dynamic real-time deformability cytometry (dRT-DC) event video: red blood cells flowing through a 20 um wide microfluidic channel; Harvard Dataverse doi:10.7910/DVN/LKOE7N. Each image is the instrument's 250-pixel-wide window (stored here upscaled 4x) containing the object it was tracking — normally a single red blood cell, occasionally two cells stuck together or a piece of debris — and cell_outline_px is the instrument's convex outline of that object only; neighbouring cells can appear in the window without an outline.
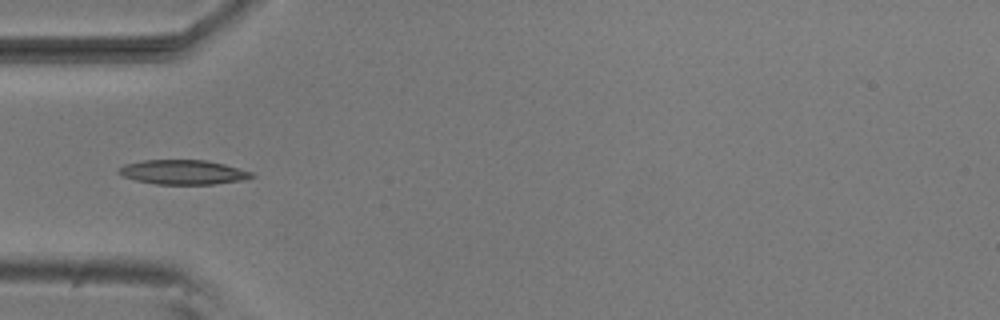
{"species": "common noctule bat (a hibernating species)", "species_latin": "Nyctalus noctula", "temperature_condition": "room temperature", "stored_images_in_passage": 7, "camera_frame_rate_fps": 3000, "um_per_image_px": 0.085, "animal": {"sex": "male", "body_mass_g": 20.5, "forearm_length_mm": 52.5}, "frame": {"image": 1, "passage_image": 4, "time_ms": 1.0, "image_size_px": [1000, 320], "cell_outline_px": [[256, 176], [240, 180], [212, 184], [156, 184], [136, 180], [120, 176], [116, 172], [124, 164], [144, 160], [208, 160], [224, 164], [252, 172]], "centroid_in_image_um": [15.52, 14.63], "position_along_channel_um": 69.5, "area_um2": 18.9}}
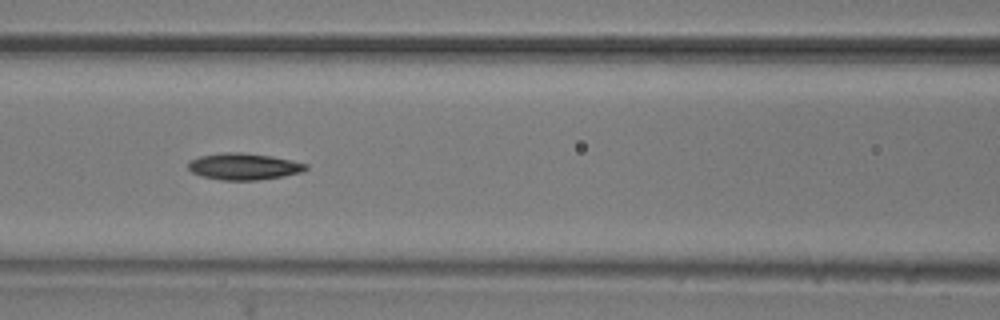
{"frame": {"image": 2, "passage_image": 6, "time_ms": 1.667, "image_size_px": [1000, 320], "cell_outline_px": [[308, 168], [300, 172], [284, 176], [256, 180], [220, 180], [200, 176], [192, 172], [188, 168], [188, 160], [200, 156], [224, 152], [240, 152], [272, 156], [292, 160], [308, 164]], "centroid_in_image_um": [20.7, 14.15], "position_along_channel_um": 145.9, "area_um2": 18.32}}
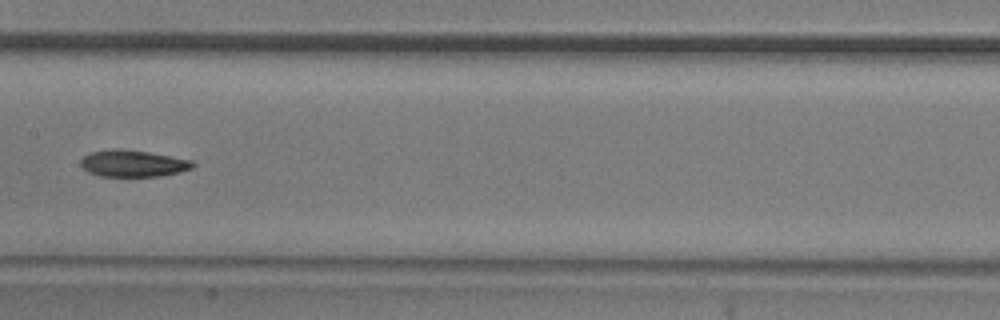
{"frame": {"image": 3, "passage_image": 7, "time_ms": 2.0, "image_size_px": [1000, 320], "cell_outline_px": [[196, 164], [192, 168], [180, 172], [160, 176], [100, 176], [88, 172], [80, 164], [80, 160], [88, 152], [112, 148], [120, 148], [148, 152], [192, 160]], "centroid_in_image_um": [11.28, 13.88], "position_along_channel_um": 196.1, "area_um2": 17.57}}